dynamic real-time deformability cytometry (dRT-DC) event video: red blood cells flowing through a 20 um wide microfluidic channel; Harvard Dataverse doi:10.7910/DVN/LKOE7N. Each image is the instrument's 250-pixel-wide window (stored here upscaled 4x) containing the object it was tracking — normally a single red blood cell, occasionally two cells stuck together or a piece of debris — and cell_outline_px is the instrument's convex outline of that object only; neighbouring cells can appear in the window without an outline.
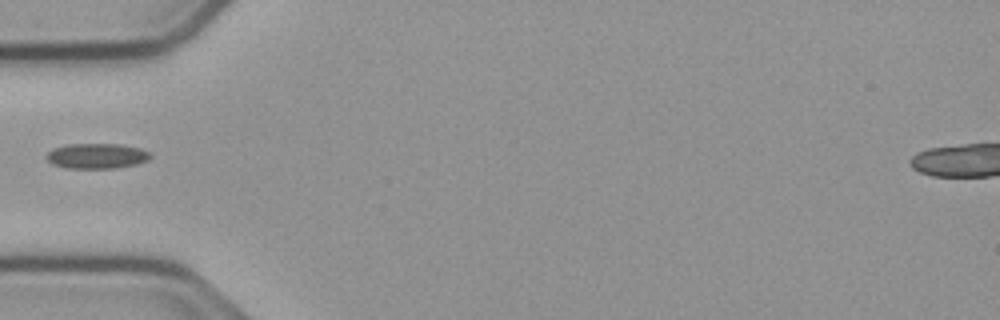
{"species": "common noctule bat (a hibernating species)", "species_latin": "Nyctalus noctula", "temperature_condition": "cold", "stored_images_in_passage": 37, "camera_frame_rate_fps": 3000, "um_per_image_px": 0.085, "animal": {"sex": "male", "body_mass_g": 23.1, "forearm_length_mm": 52.7}, "frame": {"image": 1, "passage_image": 1, "time_ms": 0.0, "image_size_px": [1000, 320], "cell_outline_px": [[152, 156], [148, 160], [136, 164], [116, 168], [68, 168], [52, 164], [48, 160], [48, 152], [56, 148], [68, 144], [120, 144], [140, 148], [148, 152]], "centroid_in_image_um": [8.26, 13.26], "position_along_channel_um": 76.7, "area_um2": 15.09}}
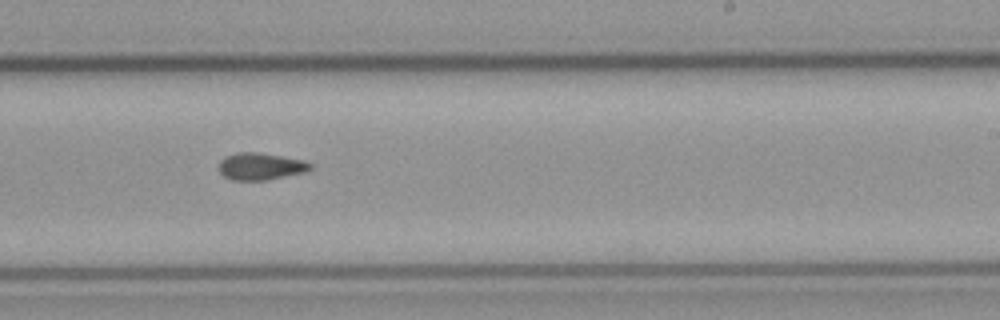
{"frame": {"image": 2, "passage_image": 16, "time_ms": 5.0, "image_size_px": [1000, 320], "cell_outline_px": [[312, 168], [304, 172], [268, 180], [232, 180], [224, 176], [220, 172], [220, 160], [224, 156], [240, 152], [256, 152], [304, 160], [312, 164]], "centroid_in_image_um": [22.15, 14.14], "position_along_channel_um": 266.9, "area_um2": 14.33}}
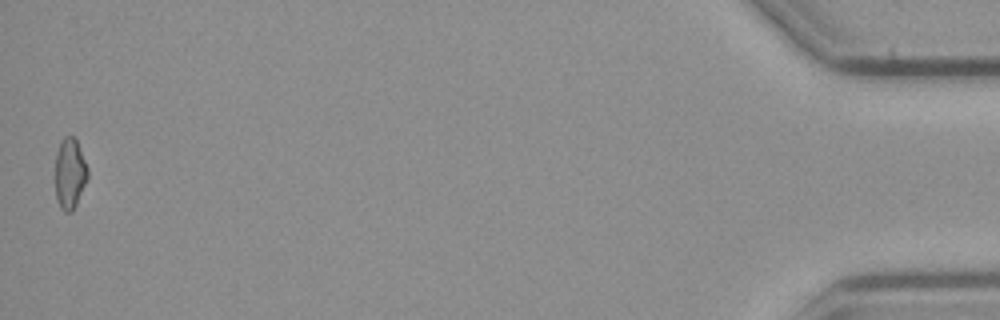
{"frame": {"image": 3, "passage_image": 37, "time_ms": 12.0, "image_size_px": [1000, 320], "cell_outline_px": [[88, 176], [76, 204], [72, 212], [64, 212], [60, 208], [56, 200], [56, 152], [60, 140], [64, 136], [72, 136], [76, 140], [88, 168]], "centroid_in_image_um": [5.92, 14.75], "position_along_channel_um": 429.3, "area_um2": 13.29}}